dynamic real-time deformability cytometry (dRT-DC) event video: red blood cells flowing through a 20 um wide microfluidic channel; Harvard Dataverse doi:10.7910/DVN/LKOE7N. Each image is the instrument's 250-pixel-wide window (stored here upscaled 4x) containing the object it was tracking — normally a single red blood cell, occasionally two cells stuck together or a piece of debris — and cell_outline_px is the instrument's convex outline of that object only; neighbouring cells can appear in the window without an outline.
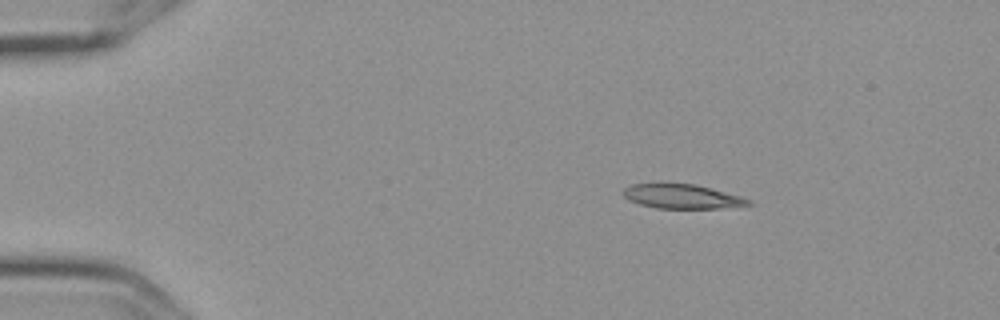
{"species": "Egyptian fruit bat (a non-hibernating species)", "species_latin": "Rousettus aegyptiacus", "temperature_condition": "cold", "stored_images_in_passage": 4, "camera_frame_rate_fps": 3000, "um_per_image_px": 0.085, "frame": {"image": 1, "passage_image": 1, "time_ms": 0.0, "image_size_px": [1000, 320], "cell_outline_px": [[752, 204], [720, 208], [656, 208], [640, 204], [628, 200], [620, 192], [624, 188], [632, 184], [696, 184], [740, 196], [748, 200]], "centroid_in_image_um": [57.91, 16.7], "position_along_channel_um": 27.1, "area_um2": 17.46}}
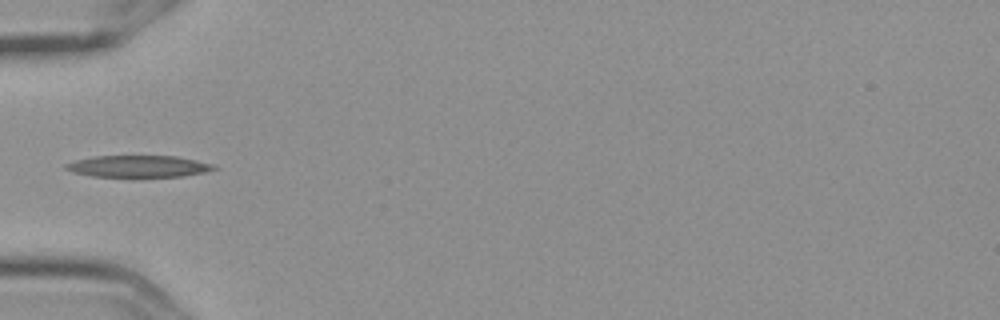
{"frame": {"image": 2, "passage_image": 4, "time_ms": 1.0, "image_size_px": [1000, 320], "cell_outline_px": [[220, 168], [204, 172], [184, 176], [140, 180], [128, 180], [92, 176], [72, 172], [64, 168], [64, 164], [76, 160], [92, 156], [176, 156], [196, 160], [212, 164]], "centroid_in_image_um": [11.74, 14.2], "position_along_channel_um": 73.3, "area_um2": 20.11}}